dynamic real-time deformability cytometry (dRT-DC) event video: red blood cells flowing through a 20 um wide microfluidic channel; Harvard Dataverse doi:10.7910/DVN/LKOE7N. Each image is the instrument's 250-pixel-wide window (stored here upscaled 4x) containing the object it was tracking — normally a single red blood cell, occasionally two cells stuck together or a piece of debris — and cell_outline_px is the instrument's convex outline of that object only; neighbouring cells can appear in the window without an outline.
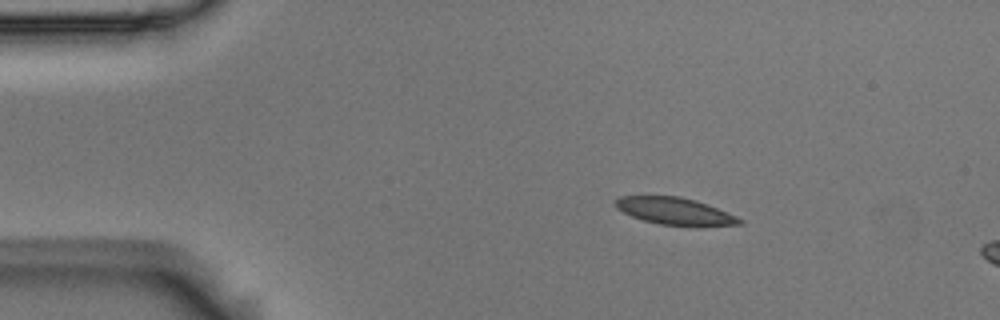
{"species": "Egyptian fruit bat (a non-hibernating species)", "species_latin": "Rousettus aegyptiacus", "temperature_condition": "room temperature", "stored_images_in_passage": 49, "camera_frame_rate_fps": 3000, "um_per_image_px": 0.085, "animal": {"sex": "male"}, "frame": {"image": 1, "passage_image": 1, "time_ms": 0.0, "image_size_px": [1000, 320], "cell_outline_px": [[744, 224], [700, 228], [660, 224], [644, 220], [632, 216], [616, 208], [612, 200], [620, 196], [680, 196], [696, 200], [736, 216], [744, 220]], "centroid_in_image_um": [57.41, 17.98], "position_along_channel_um": 27.6, "area_um2": 20.11}}
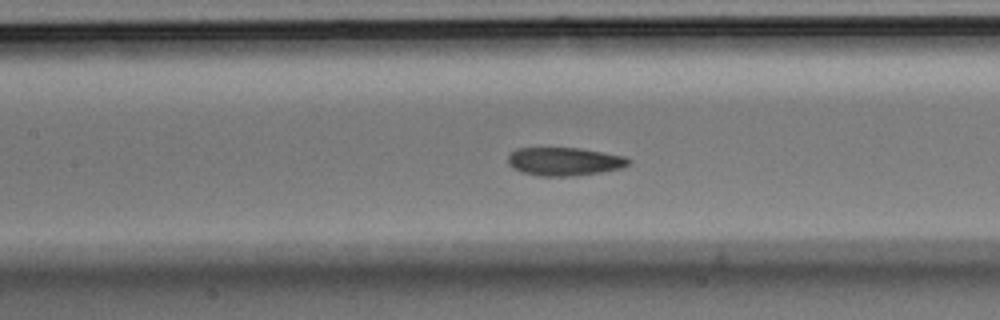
{"frame": {"image": 2, "passage_image": 17, "time_ms": 5.333, "image_size_px": [1000, 320], "cell_outline_px": [[632, 160], [624, 168], [600, 172], [572, 176], [540, 176], [520, 172], [512, 168], [508, 164], [508, 156], [516, 148], [580, 148], [624, 156]], "centroid_in_image_um": [47.96, 13.73], "position_along_channel_um": 159.4, "area_um2": 19.94}}
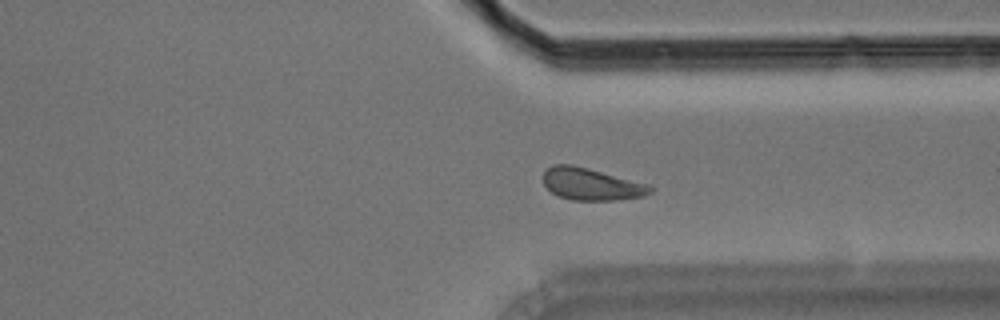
{"frame": {"image": 3, "passage_image": 34, "time_ms": 11.0, "image_size_px": [1000, 320], "cell_outline_px": [[656, 188], [652, 192], [644, 196], [616, 200], [572, 200], [556, 196], [544, 184], [544, 172], [552, 164], [572, 164], [588, 168], [648, 184]], "centroid_in_image_um": [50.27, 15.66], "position_along_channel_um": 361.1, "area_um2": 20.06}}